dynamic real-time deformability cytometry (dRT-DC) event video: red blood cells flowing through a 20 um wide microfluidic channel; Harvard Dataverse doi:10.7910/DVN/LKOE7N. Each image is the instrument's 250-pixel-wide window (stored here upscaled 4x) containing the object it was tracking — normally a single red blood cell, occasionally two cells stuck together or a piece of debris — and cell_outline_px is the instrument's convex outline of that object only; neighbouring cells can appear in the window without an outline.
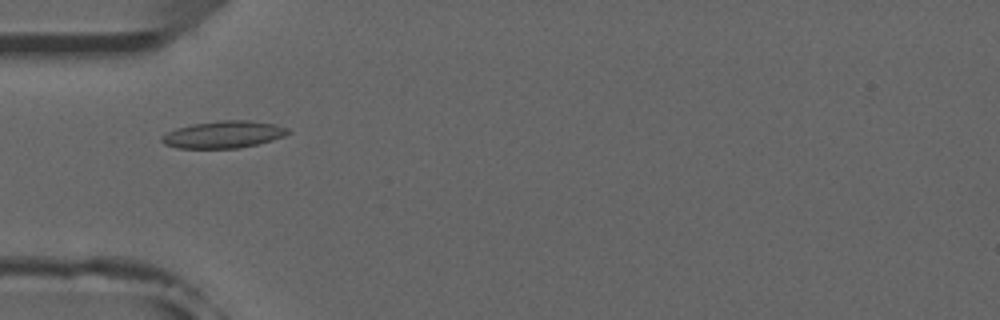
{"species": "common noctule bat (a hibernating species)", "species_latin": "Nyctalus noctula", "temperature_condition": "room temperature", "stored_images_in_passage": 47, "camera_frame_rate_fps": 3000, "um_per_image_px": 0.085, "animal": {"sex": "male", "forearm_length_mm": 52.5}, "frame": {"image": 1, "passage_image": 11, "time_ms": 3.333, "image_size_px": [1000, 320], "cell_outline_px": [[292, 132], [284, 136], [272, 140], [256, 144], [236, 148], [176, 148], [164, 144], [160, 140], [160, 136], [176, 128], [192, 124], [220, 120], [248, 120], [272, 124], [288, 128]], "centroid_in_image_um": [18.97, 11.43], "position_along_channel_um": 66.0, "area_um2": 19.88}}
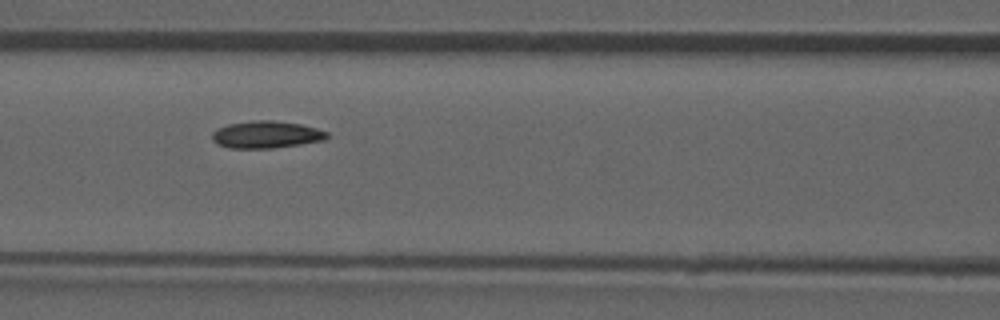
{"frame": {"image": 2, "passage_image": 17, "time_ms": 5.333, "image_size_px": [1000, 320], "cell_outline_px": [[328, 136], [324, 140], [300, 144], [272, 148], [228, 148], [216, 144], [212, 140], [212, 132], [216, 128], [228, 124], [252, 120], [272, 120], [300, 124], [316, 128], [328, 132]], "centroid_in_image_um": [22.58, 11.44], "position_along_channel_um": 144.0, "area_um2": 18.26}}
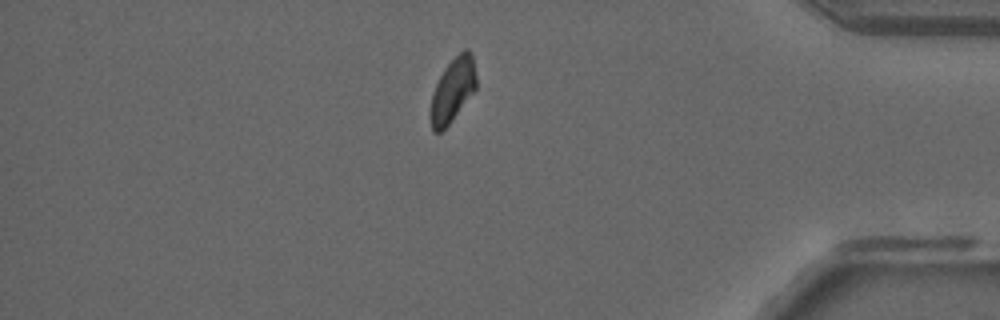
{"frame": {"image": 3, "passage_image": 39, "time_ms": 12.667, "image_size_px": [1000, 320], "cell_outline_px": [[476, 88], [448, 124], [440, 132], [432, 132], [428, 116], [428, 112], [432, 92], [444, 68], [464, 48], [468, 48], [472, 56], [476, 76]], "centroid_in_image_um": [38.42, 7.68], "position_along_channel_um": 396.8, "area_um2": 16.99}, "authors_computed_cell_mechanics": {"area_um2": 17.918, "velocity_mm_per_s": 3.9134, "shape_relaxation_time_tau1_ms": null, "shape_relaxation_time_tau2_ms": 3.5715, "deformation_change_tau1": null, "deformation_change_tau2": 0.0765}}